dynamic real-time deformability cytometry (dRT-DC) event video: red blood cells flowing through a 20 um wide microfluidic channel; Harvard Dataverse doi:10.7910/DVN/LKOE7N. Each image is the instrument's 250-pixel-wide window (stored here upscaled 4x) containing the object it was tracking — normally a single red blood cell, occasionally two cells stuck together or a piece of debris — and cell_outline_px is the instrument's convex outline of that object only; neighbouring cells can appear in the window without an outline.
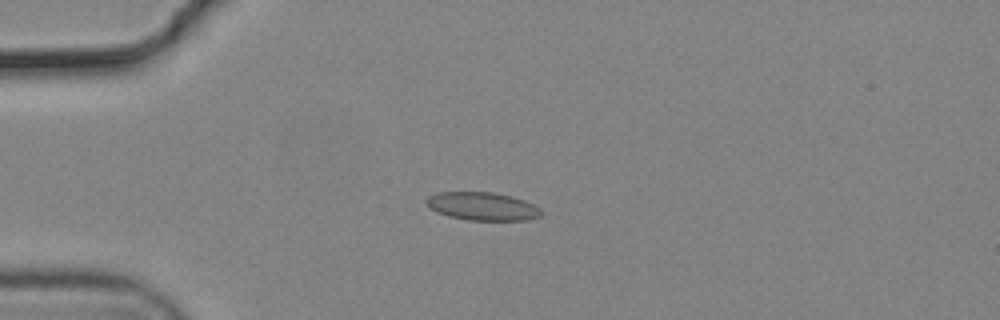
{"species": "common noctule bat (a hibernating species)", "species_latin": "Nyctalus noctula", "temperature_condition": "cold", "stored_images_in_passage": 57, "camera_frame_rate_fps": 3000, "um_per_image_px": 0.085, "animal": {"sex": "male", "body_mass_g": 19.2, "forearm_length_mm": 51.8}, "frame": {"image": 1, "passage_image": 15, "time_ms": 4.667, "image_size_px": [1000, 320], "cell_outline_px": [[544, 212], [540, 216], [528, 220], [468, 220], [448, 216], [436, 212], [424, 200], [428, 196], [436, 192], [492, 192], [512, 196], [524, 200], [540, 208]], "centroid_in_image_um": [41.01, 17.53], "position_along_channel_um": 44.0, "area_um2": 18.9}}
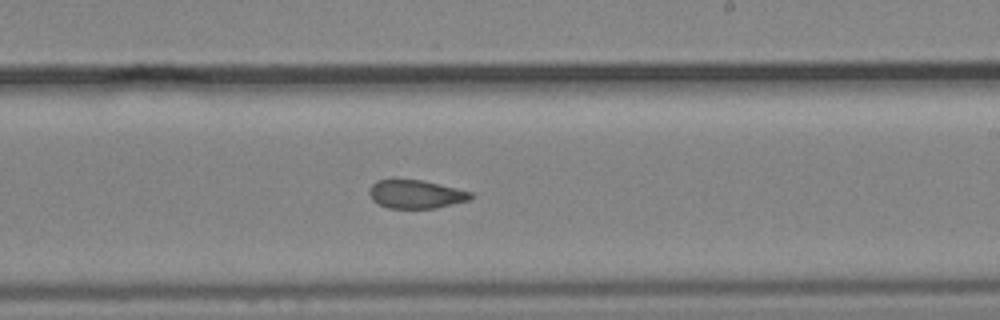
{"frame": {"image": 2, "passage_image": 34, "time_ms": 11.0, "image_size_px": [1000, 320], "cell_outline_px": [[472, 196], [468, 200], [436, 208], [388, 208], [372, 200], [368, 192], [372, 184], [376, 180], [420, 180], [456, 188], [472, 192]], "centroid_in_image_um": [35.32, 16.51], "position_along_channel_um": 253.7, "area_um2": 16.53}}
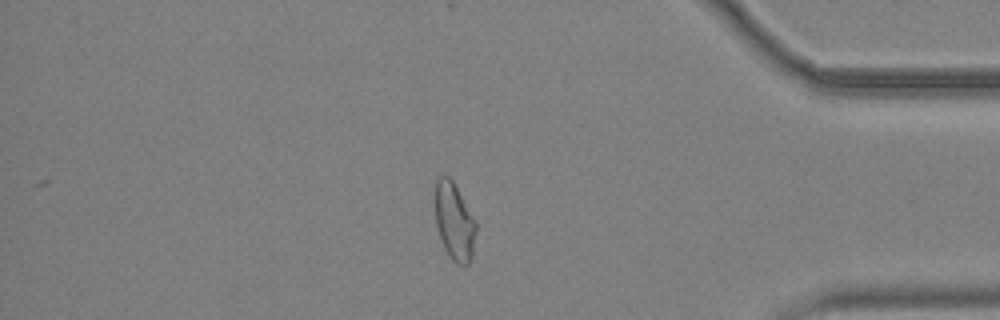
{"frame": {"image": 3, "passage_image": 48, "time_ms": 15.667, "image_size_px": [1000, 320], "cell_outline_px": [[476, 228], [472, 260], [468, 264], [456, 264], [452, 260], [444, 248], [436, 224], [432, 192], [436, 180], [440, 176], [448, 176], [452, 180], [476, 220]], "centroid_in_image_um": [38.59, 18.79], "position_along_channel_um": 396.6, "area_um2": 18.9}, "authors_computed_cell_mechanics": {"area_um2": 18.6116, "velocity_mm_per_s": 3.7015, "shape_relaxation_time_tau1_ms": null, "shape_relaxation_time_tau2_ms": 2.7573, "deformation_change_tau1": null, "deformation_change_tau2": 0.0723}}